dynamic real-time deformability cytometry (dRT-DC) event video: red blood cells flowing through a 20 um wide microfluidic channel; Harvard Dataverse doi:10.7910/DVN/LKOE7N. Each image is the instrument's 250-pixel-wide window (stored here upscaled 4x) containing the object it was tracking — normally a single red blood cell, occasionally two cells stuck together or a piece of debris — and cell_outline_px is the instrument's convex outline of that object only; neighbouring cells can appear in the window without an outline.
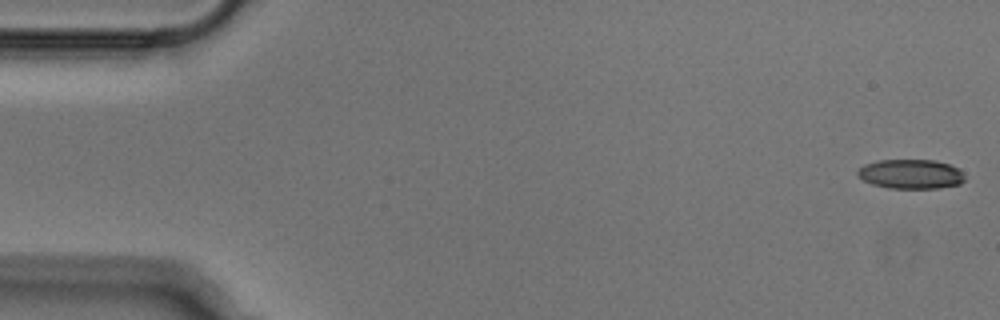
{"species": "Egyptian fruit bat (a non-hibernating species)", "species_latin": "Rousettus aegyptiacus", "temperature_condition": "cold", "stored_images_in_passage": 51, "camera_frame_rate_fps": 3000, "um_per_image_px": 0.085, "animal": {"sex": "male"}, "frame": {"image": 1, "passage_image": 1, "time_ms": 0.0, "image_size_px": [1000, 320], "cell_outline_px": [[964, 180], [960, 184], [940, 188], [888, 188], [872, 184], [856, 176], [856, 172], [864, 164], [880, 160], [936, 160], [960, 168], [964, 172]], "centroid_in_image_um": [77.43, 14.79], "position_along_channel_um": 7.6, "area_um2": 18.55}}
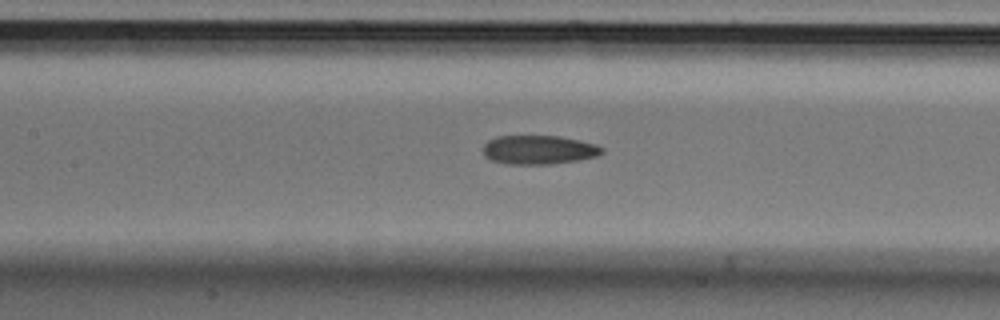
{"frame": {"image": 2, "passage_image": 23, "time_ms": 7.333, "image_size_px": [1000, 320], "cell_outline_px": [[604, 152], [596, 156], [580, 160], [552, 164], [508, 164], [492, 160], [484, 156], [480, 148], [488, 140], [496, 136], [560, 136], [580, 140], [596, 144], [604, 148]], "centroid_in_image_um": [45.78, 12.73], "position_along_channel_um": 161.6, "area_um2": 20.35}}
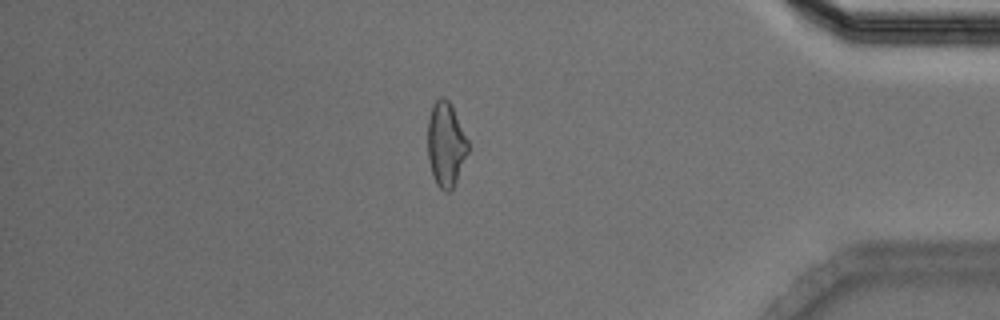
{"frame": {"image": 3, "passage_image": 44, "time_ms": 14.333, "image_size_px": [1000, 320], "cell_outline_px": [[468, 152], [456, 180], [452, 188], [448, 192], [444, 192], [436, 184], [428, 160], [428, 120], [432, 104], [440, 96], [444, 96], [448, 100], [468, 140]], "centroid_in_image_um": [37.88, 12.26], "position_along_channel_um": 397.3, "area_um2": 19.59}}